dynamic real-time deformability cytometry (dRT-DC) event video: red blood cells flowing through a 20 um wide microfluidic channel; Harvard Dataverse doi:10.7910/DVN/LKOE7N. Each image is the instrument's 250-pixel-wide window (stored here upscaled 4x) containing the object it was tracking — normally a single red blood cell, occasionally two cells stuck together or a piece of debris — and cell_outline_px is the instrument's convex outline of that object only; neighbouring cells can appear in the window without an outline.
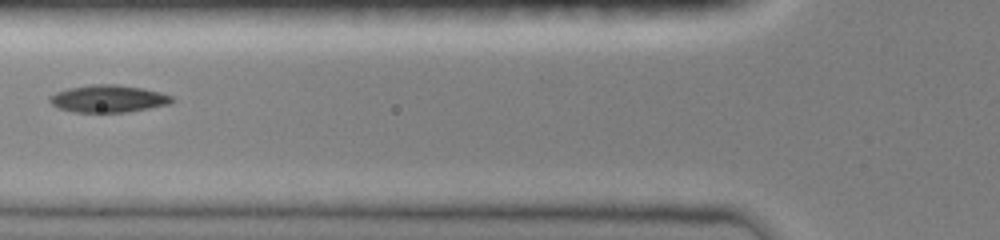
{"species": "common noctule bat (a hibernating species)", "species_latin": "Nyctalus noctula", "temperature_condition": "room temperature", "stored_images_in_passage": 10, "camera_frame_rate_fps": 3000, "um_per_image_px": 0.085, "animal": {"sex": "female", "body_mass_g": 19.0, "forearm_length_mm": 51.5}, "frame": {"image": 1, "passage_image": 5, "time_ms": 4.333, "image_size_px": [1000, 240], "cell_outline_px": [[176, 100], [168, 104], [128, 112], [72, 112], [56, 108], [48, 100], [48, 96], [56, 92], [68, 88], [92, 84], [116, 84], [144, 88], [160, 92], [172, 96]], "centroid_in_image_um": [9.17, 8.39], "position_along_channel_um": 116.6, "area_um2": 19.65}}
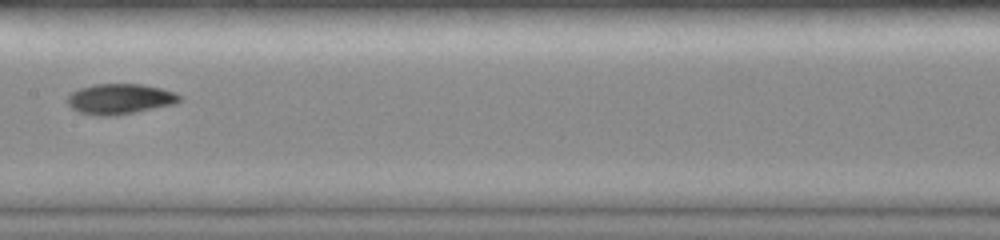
{"frame": {"image": 2, "passage_image": 7, "time_ms": 6.333, "image_size_px": [1000, 240], "cell_outline_px": [[180, 100], [176, 104], [116, 116], [96, 116], [80, 112], [72, 108], [68, 104], [68, 96], [72, 92], [80, 88], [92, 84], [144, 84], [176, 92], [180, 96]], "centroid_in_image_um": [10.21, 8.41], "position_along_channel_um": 197.2, "area_um2": 20.0}}
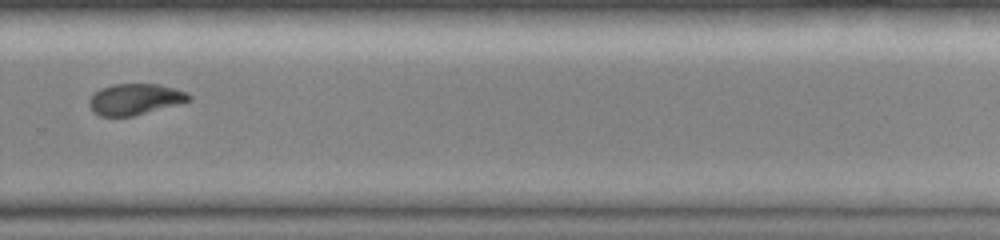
{"frame": {"image": 3, "passage_image": 10, "time_ms": 9.333, "image_size_px": [1000, 240], "cell_outline_px": [[192, 100], [132, 116], [100, 116], [92, 112], [88, 104], [88, 100], [100, 88], [112, 84], [160, 84], [176, 88], [192, 96]], "centroid_in_image_um": [11.45, 8.43], "position_along_channel_um": 318.4, "area_um2": 18.03}}